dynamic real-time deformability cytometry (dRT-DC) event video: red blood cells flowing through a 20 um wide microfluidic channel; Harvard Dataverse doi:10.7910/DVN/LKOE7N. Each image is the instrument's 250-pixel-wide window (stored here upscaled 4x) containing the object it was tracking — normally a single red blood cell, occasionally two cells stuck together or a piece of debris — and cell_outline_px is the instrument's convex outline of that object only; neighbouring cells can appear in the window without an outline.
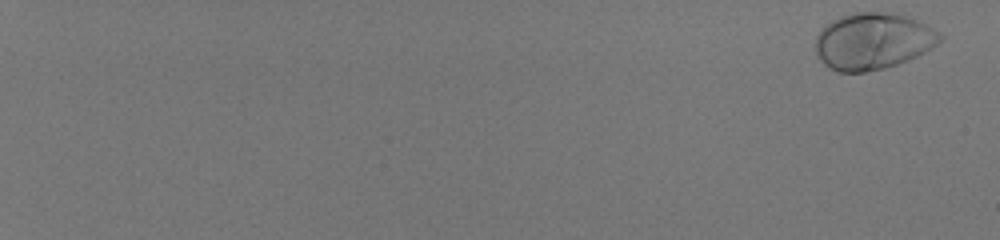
{"species": "human", "species_latin": "Homo sapiens", "temperature_condition": "room temperature", "stored_images_in_passage": 57, "camera_frame_rate_fps": 3000, "um_per_image_px": 0.085, "donor": {"sex": "male"}, "frame": {"image": 1, "passage_image": 1, "time_ms": 0.0, "image_size_px": [1000, 240], "cell_outline_px": [[944, 40], [932, 48], [908, 60], [884, 68], [864, 72], [836, 72], [828, 68], [816, 56], [812, 44], [820, 28], [832, 20], [840, 16], [852, 12], [900, 12], [940, 32], [944, 36]], "centroid_in_image_um": [74.16, 3.49], "position_along_channel_um": 10.8, "area_um2": 41.91}}
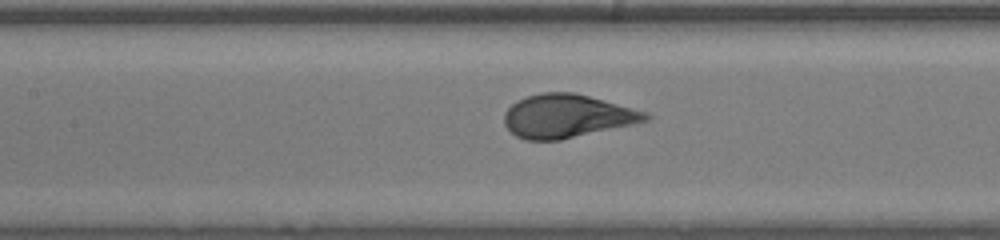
{"frame": {"image": 2, "passage_image": 33, "time_ms": 10.667, "image_size_px": [1000, 240], "cell_outline_px": [[652, 116], [648, 120], [632, 124], [560, 140], [528, 140], [516, 136], [504, 124], [504, 112], [516, 100], [540, 92], [572, 92], [604, 100], [648, 112]], "centroid_in_image_um": [48.18, 9.86], "position_along_channel_um": 159.2, "area_um2": 35.49}}
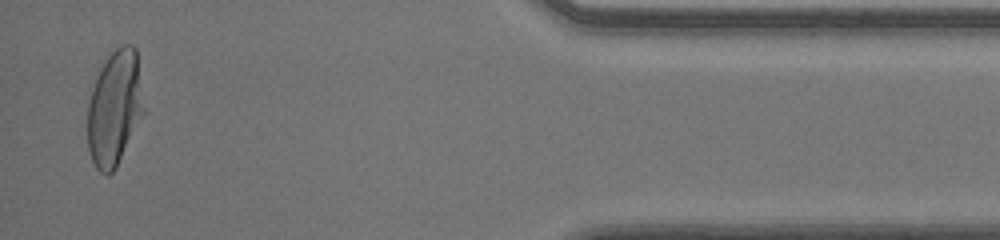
{"frame": {"image": 3, "passage_image": 56, "time_ms": 18.333, "image_size_px": [1000, 240], "cell_outline_px": [[144, 112], [116, 168], [108, 176], [100, 172], [96, 168], [88, 152], [88, 104], [92, 88], [108, 56], [116, 48], [124, 44], [132, 44], [136, 48]], "centroid_in_image_um": [9.73, 9.22], "position_along_channel_um": 425.5, "area_um2": 37.22}, "authors_computed_cell_mechanics": {"area_um2": 37.281, "velocity_mm_per_s": 4.0399, "shape_relaxation_time_tau1_ms": 2.4777, "shape_relaxation_time_tau2_ms": null, "deformation_change_tau1": 0.1663, "deformation_change_tau2": null}}